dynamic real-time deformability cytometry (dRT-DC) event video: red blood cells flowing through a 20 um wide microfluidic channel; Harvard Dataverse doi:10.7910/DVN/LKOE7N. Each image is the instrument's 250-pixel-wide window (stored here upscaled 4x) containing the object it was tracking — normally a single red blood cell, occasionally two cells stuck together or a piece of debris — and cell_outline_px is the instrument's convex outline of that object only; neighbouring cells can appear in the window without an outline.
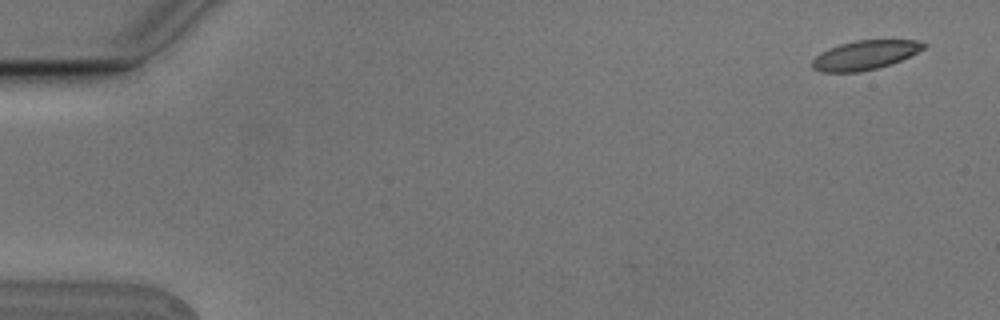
{"species": "Egyptian fruit bat (a non-hibernating species)", "species_latin": "Rousettus aegyptiacus", "temperature_condition": "cold", "stored_images_in_passage": 5, "camera_frame_rate_fps": 3000, "um_per_image_px": 0.085, "animal": {"sex": "male"}, "frame": {"image": 1, "passage_image": 1, "time_ms": 0.0, "image_size_px": [1000, 320], "cell_outline_px": [[928, 44], [924, 48], [900, 60], [876, 68], [860, 72], [820, 72], [812, 68], [812, 60], [820, 52], [828, 48], [840, 44], [856, 40], [916, 40]], "centroid_in_image_um": [73.47, 4.68], "position_along_channel_um": 11.5, "area_um2": 18.79}}
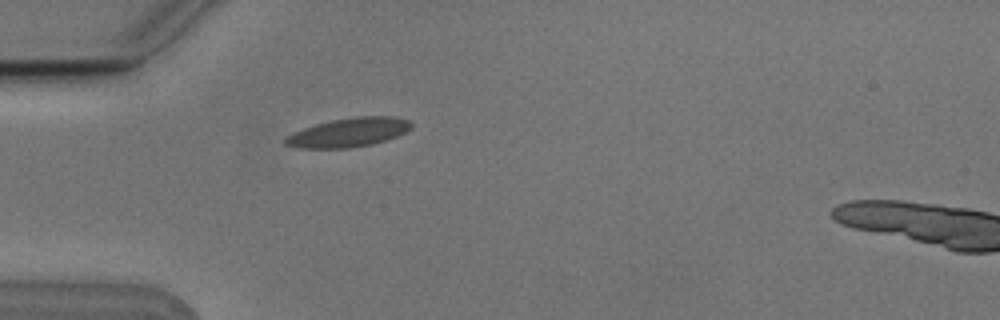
{"frame": {"image": 2, "passage_image": 5, "time_ms": 1.333, "image_size_px": [1000, 320], "cell_outline_px": [[412, 128], [396, 136], [372, 144], [348, 148], [296, 148], [284, 144], [284, 140], [288, 136], [304, 128], [316, 124], [332, 120], [356, 116], [392, 116], [408, 120], [412, 124]], "centroid_in_image_um": [29.64, 11.25], "position_along_channel_um": 55.4, "area_um2": 21.04}}